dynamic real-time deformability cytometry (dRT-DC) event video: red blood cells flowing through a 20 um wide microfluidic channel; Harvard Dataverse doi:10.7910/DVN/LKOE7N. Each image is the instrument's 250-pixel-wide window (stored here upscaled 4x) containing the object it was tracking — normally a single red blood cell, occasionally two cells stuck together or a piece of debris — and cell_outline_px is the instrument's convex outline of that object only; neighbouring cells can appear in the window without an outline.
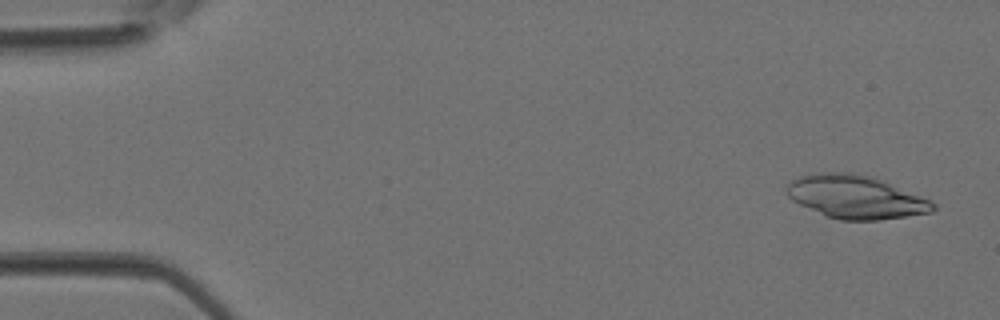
{"species": "Egyptian fruit bat (a non-hibernating species)", "species_latin": "Rousettus aegyptiacus", "temperature_condition": "room temperature", "stored_images_in_passage": 4, "segment_of_instrument_passage": [1, 2], "camera_frame_rate_fps": 3000, "um_per_image_px": 0.085, "animal": {"sex": "female"}, "frame": {"image": 1, "passage_image": 1, "time_ms": 0.0, "image_size_px": [1000, 320], "cell_outline_px": [[936, 208], [932, 212], [880, 220], [840, 220], [828, 216], [800, 204], [792, 200], [788, 196], [788, 184], [792, 180], [800, 176], [820, 172], [852, 172], [872, 176], [920, 196], [936, 204]], "centroid_in_image_um": [72.74, 16.74], "position_along_channel_um": 12.3, "area_um2": 36.36}}